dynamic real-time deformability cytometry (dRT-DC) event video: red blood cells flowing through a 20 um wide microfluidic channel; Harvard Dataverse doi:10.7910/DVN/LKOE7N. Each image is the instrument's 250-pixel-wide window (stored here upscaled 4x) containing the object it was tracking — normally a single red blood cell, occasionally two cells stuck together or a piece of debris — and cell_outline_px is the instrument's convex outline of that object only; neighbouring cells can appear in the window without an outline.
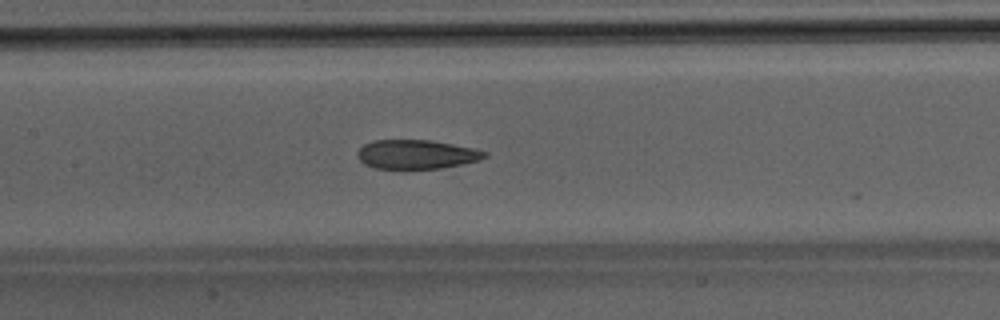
{"species": "Egyptian fruit bat (a non-hibernating species)", "species_latin": "Rousettus aegyptiacus", "temperature_condition": "room temperature", "stored_images_in_passage": 13, "camera_frame_rate_fps": 3000, "um_per_image_px": 0.085, "animal": {"sex": "male"}, "frame": {"image": 1, "passage_image": 9, "time_ms": 2.667, "image_size_px": [1000, 320], "cell_outline_px": [[488, 156], [476, 160], [460, 164], [440, 168], [376, 168], [364, 164], [356, 156], [356, 152], [364, 144], [372, 140], [432, 140], [472, 148], [488, 152]], "centroid_in_image_um": [35.35, 13.1], "position_along_channel_um": 172.0, "area_um2": 21.33}}
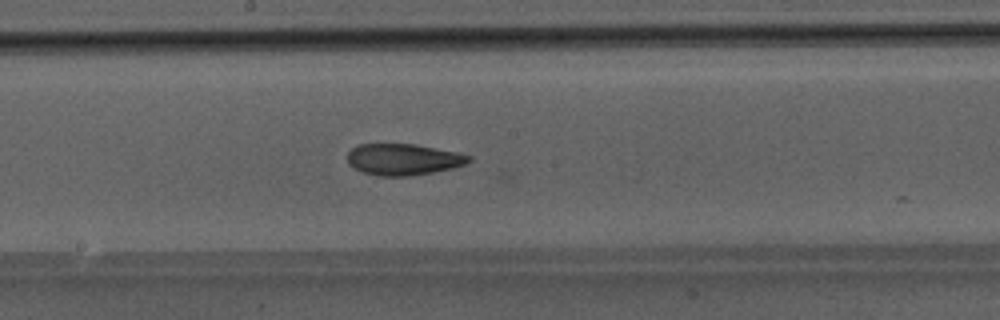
{"frame": {"image": 2, "passage_image": 12, "time_ms": 3.667, "image_size_px": [1000, 320], "cell_outline_px": [[472, 160], [464, 164], [452, 168], [432, 172], [408, 176], [380, 176], [364, 172], [352, 168], [348, 164], [348, 152], [352, 148], [360, 144], [412, 144], [456, 152], [472, 156]], "centroid_in_image_um": [34.25, 13.55], "position_along_channel_um": 213.9, "area_um2": 22.02}}